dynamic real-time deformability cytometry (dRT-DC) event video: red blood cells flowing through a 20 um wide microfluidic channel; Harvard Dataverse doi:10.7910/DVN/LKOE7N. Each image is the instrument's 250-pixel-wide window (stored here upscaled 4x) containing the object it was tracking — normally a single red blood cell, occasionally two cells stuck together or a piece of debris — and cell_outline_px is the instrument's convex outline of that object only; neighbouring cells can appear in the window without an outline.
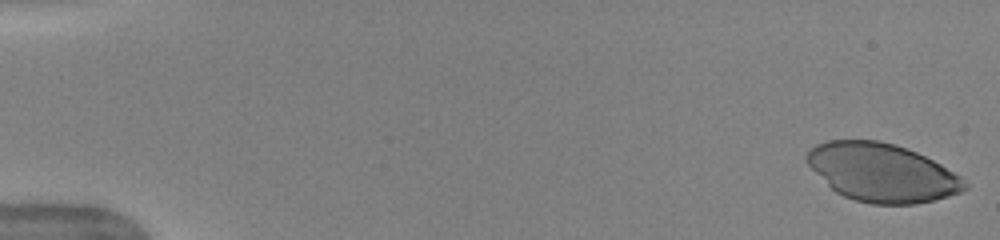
{"species": "human", "species_latin": "Homo sapiens", "temperature_condition": "warm", "stored_images_in_passage": 50, "camera_frame_rate_fps": 3000, "um_per_image_px": 0.085, "donor": {"sex": "female"}, "frame": {"image": 1, "passage_image": 1, "time_ms": 0.0, "image_size_px": [1000, 240], "cell_outline_px": [[968, 188], [960, 192], [948, 196], [916, 204], [872, 204], [856, 200], [844, 196], [836, 192], [804, 160], [804, 156], [816, 144], [828, 140], [880, 140], [896, 144], [908, 148], [940, 164], [960, 176], [968, 184]], "centroid_in_image_um": [74.97, 14.66], "position_along_channel_um": 10.0, "area_um2": 53.29}}
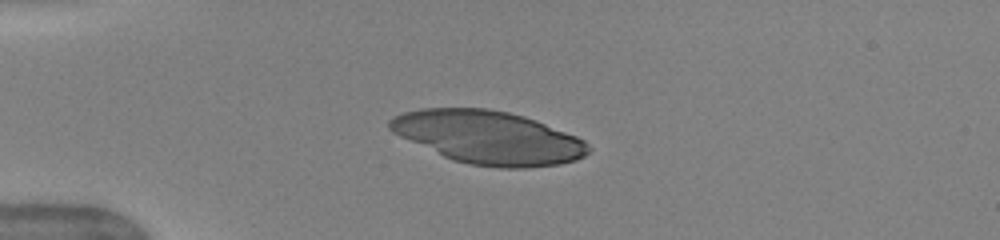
{"frame": {"image": 2, "passage_image": 13, "time_ms": 4.0, "image_size_px": [1000, 240], "cell_outline_px": [[592, 148], [584, 156], [576, 160], [560, 164], [524, 168], [500, 168], [468, 164], [452, 160], [400, 136], [392, 132], [388, 128], [388, 120], [404, 112], [420, 108], [488, 108], [508, 112], [524, 116], [536, 120], [576, 136], [584, 140]], "centroid_in_image_um": [41.52, 11.68], "position_along_channel_um": 43.5, "area_um2": 61.38}}